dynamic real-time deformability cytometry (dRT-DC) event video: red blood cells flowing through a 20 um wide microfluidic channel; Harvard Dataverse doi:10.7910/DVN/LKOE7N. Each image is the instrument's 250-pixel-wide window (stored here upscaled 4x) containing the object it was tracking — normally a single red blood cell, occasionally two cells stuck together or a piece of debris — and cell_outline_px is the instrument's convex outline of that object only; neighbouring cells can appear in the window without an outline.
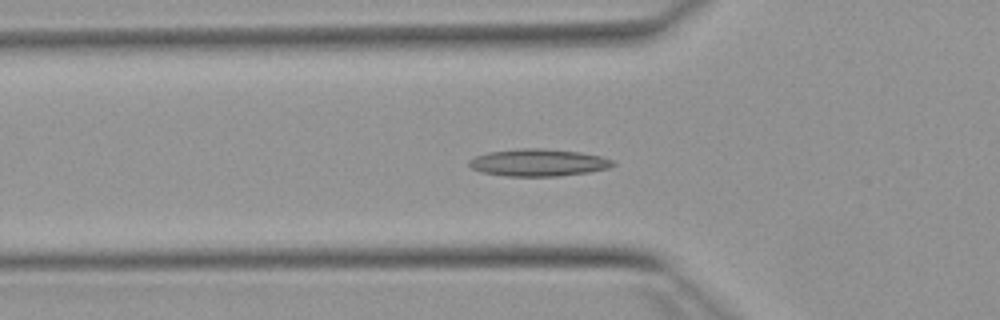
{"species": "Egyptian fruit bat (a non-hibernating species)", "species_latin": "Rousettus aegyptiacus", "temperature_condition": "warm", "stored_images_in_passage": 50, "camera_frame_rate_fps": 3000, "um_per_image_px": 0.085, "animal": {"sex": "female"}, "frame": {"image": 1, "passage_image": 16, "time_ms": 5.0, "image_size_px": [1000, 320], "cell_outline_px": [[616, 164], [608, 168], [588, 172], [560, 176], [508, 176], [484, 172], [472, 168], [468, 164], [468, 160], [476, 156], [488, 152], [520, 148], [544, 148], [580, 152], [600, 156], [616, 160]], "centroid_in_image_um": [45.79, 13.81], "position_along_channel_um": 80.0, "area_um2": 22.83}}
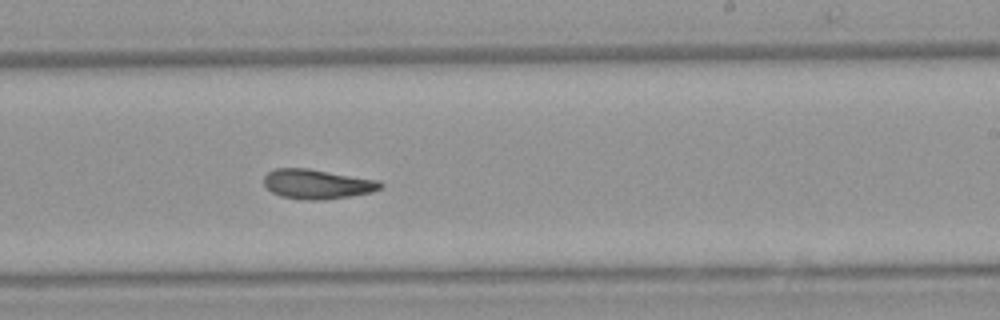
{"frame": {"image": 2, "passage_image": 30, "time_ms": 9.667, "image_size_px": [1000, 320], "cell_outline_px": [[384, 184], [380, 188], [372, 192], [324, 200], [304, 200], [280, 196], [272, 192], [264, 184], [264, 176], [268, 172], [276, 168], [308, 168], [380, 180]], "centroid_in_image_um": [26.96, 15.64], "position_along_channel_um": 262.0, "area_um2": 20.17}}
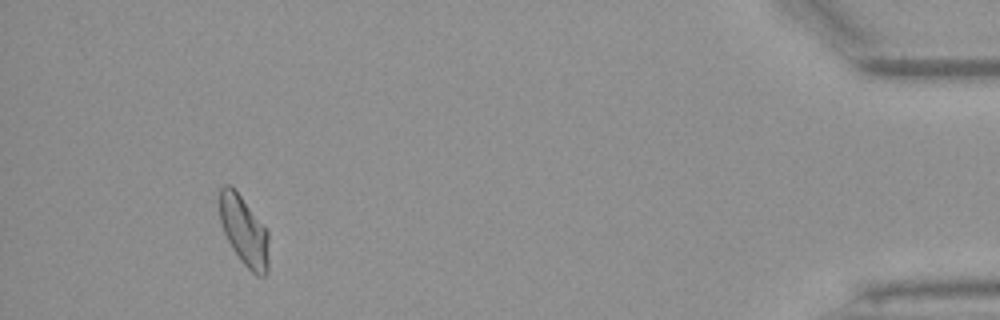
{"frame": {"image": 3, "passage_image": 47, "time_ms": 15.333, "image_size_px": [1000, 320], "cell_outline_px": [[268, 272], [264, 276], [256, 276], [240, 260], [232, 248], [224, 232], [220, 220], [220, 188], [224, 184], [232, 184], [268, 232]], "centroid_in_image_um": [20.74, 19.63], "position_along_channel_um": 414.5, "area_um2": 19.83}, "authors_computed_cell_mechanics": {"area_um2": 20.3167, "velocity_mm_per_s": 3.9028, "shape_relaxation_time_tau1_ms": null, "shape_relaxation_time_tau2_ms": 2.4736, "deformation_change_tau1": null, "deformation_change_tau2": 0.0941}}